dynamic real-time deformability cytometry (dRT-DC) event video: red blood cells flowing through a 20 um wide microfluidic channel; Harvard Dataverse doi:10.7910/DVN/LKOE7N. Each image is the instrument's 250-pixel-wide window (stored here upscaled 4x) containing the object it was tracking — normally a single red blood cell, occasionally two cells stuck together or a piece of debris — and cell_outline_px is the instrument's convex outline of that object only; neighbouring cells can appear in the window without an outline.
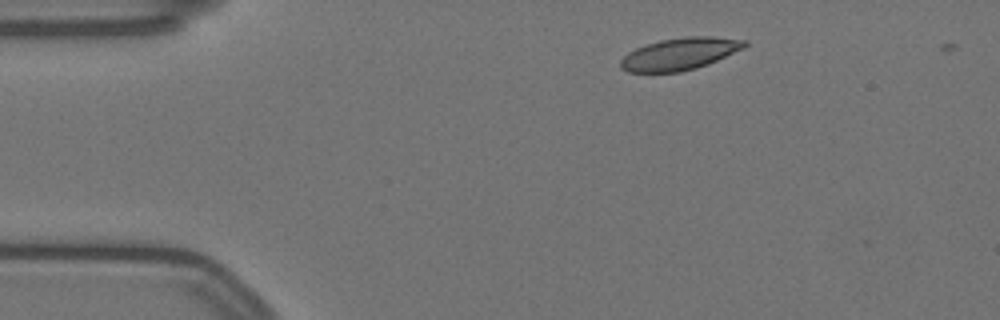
{"species": "Egyptian fruit bat (a non-hibernating species)", "species_latin": "Rousettus aegyptiacus", "temperature_condition": "warm", "stored_images_in_passage": 2, "camera_frame_rate_fps": 3000, "um_per_image_px": 0.085, "animal": {"sex": "female"}, "frame": {"image": 1, "passage_image": 1, "time_ms": 0.0, "image_size_px": [1000, 320], "cell_outline_px": [[748, 44], [744, 48], [708, 64], [696, 68], [680, 72], [628, 72], [620, 68], [620, 60], [628, 52], [636, 48], [660, 40], [688, 36], [712, 36], [748, 40]], "centroid_in_image_um": [57.79, 4.58], "position_along_channel_um": 27.2, "area_um2": 23.24}}